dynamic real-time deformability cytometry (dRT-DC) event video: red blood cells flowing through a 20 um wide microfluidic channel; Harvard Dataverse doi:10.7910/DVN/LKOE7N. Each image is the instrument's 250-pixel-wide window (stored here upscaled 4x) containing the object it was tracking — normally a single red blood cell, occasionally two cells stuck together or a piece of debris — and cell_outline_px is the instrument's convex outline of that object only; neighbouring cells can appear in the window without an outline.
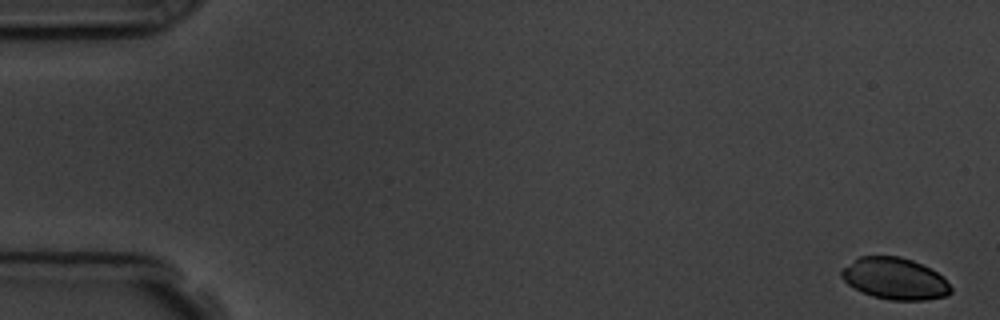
{"species": "common noctule bat (a hibernating species)", "species_latin": "Nyctalus noctula", "temperature_condition": "room temperature", "stored_images_in_passage": 6, "camera_frame_rate_fps": 3000, "um_per_image_px": 0.085, "animal": {"sex": "male", "body_mass_g": 19.5, "forearm_length_mm": 54.6}, "frame": {"image": 1, "passage_image": 1, "time_ms": 0.0, "image_size_px": [1000, 320], "cell_outline_px": [[952, 292], [948, 296], [924, 300], [888, 300], [872, 296], [848, 284], [840, 276], [840, 272], [844, 268], [860, 256], [900, 256], [912, 260], [936, 272], [952, 288]], "centroid_in_image_um": [76.06, 23.69], "position_along_channel_um": 8.9, "area_um2": 26.18}}
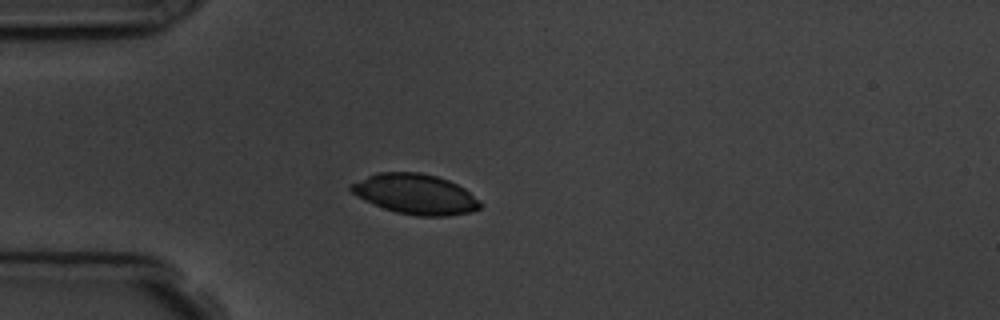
{"frame": {"image": 2, "passage_image": 5, "time_ms": 4.667, "image_size_px": [1000, 320], "cell_outline_px": [[480, 208], [472, 212], [448, 216], [416, 216], [396, 212], [384, 208], [364, 200], [356, 196], [348, 188], [348, 184], [368, 176], [380, 172], [420, 172], [436, 176], [448, 180], [464, 188], [480, 200]], "centroid_in_image_um": [35.29, 16.5], "position_along_channel_um": 49.7, "area_um2": 30.29}}